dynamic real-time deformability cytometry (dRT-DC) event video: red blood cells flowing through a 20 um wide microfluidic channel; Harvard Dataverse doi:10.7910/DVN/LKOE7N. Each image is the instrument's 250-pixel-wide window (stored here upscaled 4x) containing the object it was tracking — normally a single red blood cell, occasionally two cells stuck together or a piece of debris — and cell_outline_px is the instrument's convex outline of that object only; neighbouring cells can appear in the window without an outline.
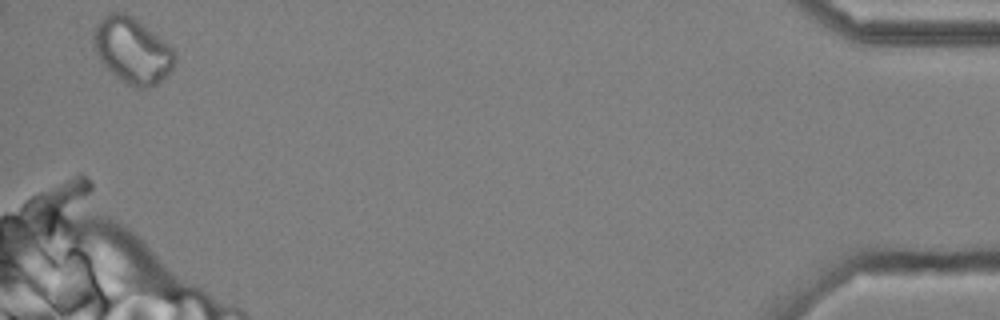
{"species": "common noctule bat (a hibernating species)", "species_latin": "Nyctalus noctula", "temperature_condition": "cold", "stored_images_in_passage": 50, "camera_frame_rate_fps": 3000, "um_per_image_px": 0.085, "animal": {"sex": "male", "body_mass_g": 20.4}, "frame": {"image": 1, "passage_image": 50, "time_ms": 16.333, "image_size_px": [1000, 320], "cell_outline_px": [[176, 60], [172, 72], [156, 84], [148, 88], [136, 88], [124, 84], [104, 68], [92, 44], [92, 40], [96, 28], [100, 20], [108, 12], [124, 12], [132, 16], [144, 24], [164, 40], [176, 52]], "centroid_in_image_um": [11.26, 4.32], "position_along_channel_um": 423.9, "area_um2": 31.67}, "authors_computed_cell_mechanics": {"area_um2": 27.5417, "velocity_mm_per_s": 3.713, "shape_relaxation_time_tau1_ms": null, "shape_relaxation_time_tau2_ms": 2.7187, "deformation_change_tau1": null, "deformation_change_tau2": 0.1091}}